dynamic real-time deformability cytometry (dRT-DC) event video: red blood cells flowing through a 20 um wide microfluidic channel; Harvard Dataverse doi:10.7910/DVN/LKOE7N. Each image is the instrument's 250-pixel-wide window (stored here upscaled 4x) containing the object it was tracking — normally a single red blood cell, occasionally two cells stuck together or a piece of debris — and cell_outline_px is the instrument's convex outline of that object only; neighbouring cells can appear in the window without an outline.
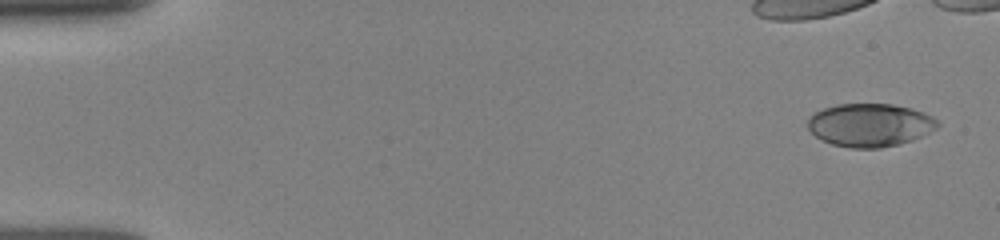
{"species": "human", "species_latin": "Homo sapiens", "temperature_condition": "room temperature", "stored_images_in_passage": 23, "camera_frame_rate_fps": 3000, "um_per_image_px": 0.085, "donor": {"sex": "female"}, "frame": {"image": 1, "passage_image": 1, "time_ms": 0.0, "image_size_px": [1000, 240], "cell_outline_px": [[940, 124], [936, 128], [912, 140], [900, 144], [880, 148], [848, 148], [832, 144], [816, 136], [808, 128], [808, 116], [824, 108], [836, 104], [892, 104], [912, 108], [932, 116]], "centroid_in_image_um": [73.93, 10.62], "position_along_channel_um": 11.1, "area_um2": 32.54}}